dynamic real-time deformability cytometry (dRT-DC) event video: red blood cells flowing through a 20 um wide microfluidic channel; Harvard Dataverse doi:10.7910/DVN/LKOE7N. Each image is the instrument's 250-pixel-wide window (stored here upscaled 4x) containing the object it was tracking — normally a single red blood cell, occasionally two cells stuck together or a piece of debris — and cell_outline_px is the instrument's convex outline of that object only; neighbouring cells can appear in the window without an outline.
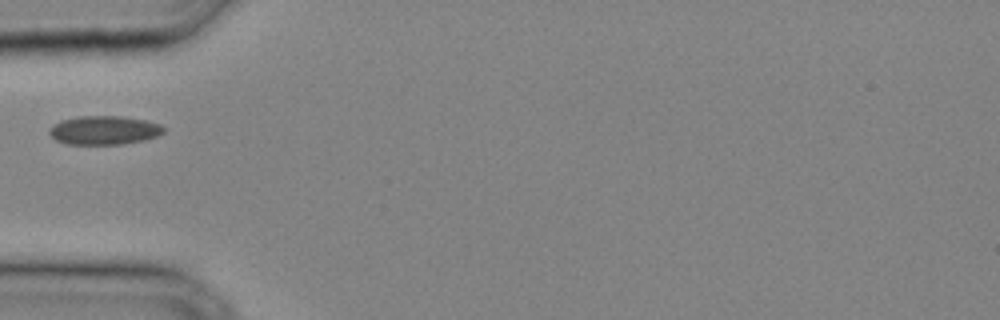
{"species": "common noctule bat (a hibernating species)", "species_latin": "Nyctalus noctula", "temperature_condition": "cold", "stored_images_in_passage": 20, "camera_frame_rate_fps": 3000, "um_per_image_px": 0.085, "animal": {"sex": "male", "body_mass_g": 20.4}, "frame": {"image": 1, "passage_image": 1, "time_ms": 0.0, "image_size_px": [1000, 320], "cell_outline_px": [[164, 132], [156, 136], [144, 140], [120, 144], [64, 144], [56, 140], [48, 132], [60, 120], [80, 116], [120, 116], [144, 120], [160, 124], [164, 128]], "centroid_in_image_um": [8.85, 11.07], "position_along_channel_um": 76.2, "area_um2": 18.96}}
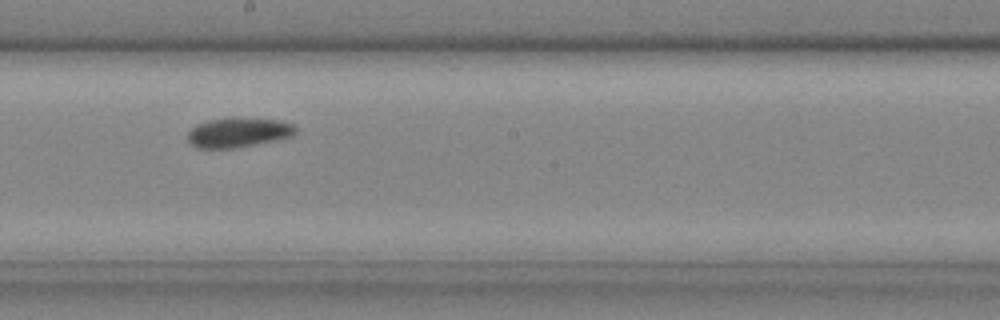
{"frame": {"image": 2, "passage_image": 9, "time_ms": 2.667, "image_size_px": [1000, 320], "cell_outline_px": [[296, 132], [292, 136], [276, 140], [232, 148], [196, 148], [188, 140], [188, 132], [196, 124], [208, 120], [280, 120], [292, 124], [296, 128]], "centroid_in_image_um": [20.24, 11.3], "position_along_channel_um": 228.0, "area_um2": 17.8}}